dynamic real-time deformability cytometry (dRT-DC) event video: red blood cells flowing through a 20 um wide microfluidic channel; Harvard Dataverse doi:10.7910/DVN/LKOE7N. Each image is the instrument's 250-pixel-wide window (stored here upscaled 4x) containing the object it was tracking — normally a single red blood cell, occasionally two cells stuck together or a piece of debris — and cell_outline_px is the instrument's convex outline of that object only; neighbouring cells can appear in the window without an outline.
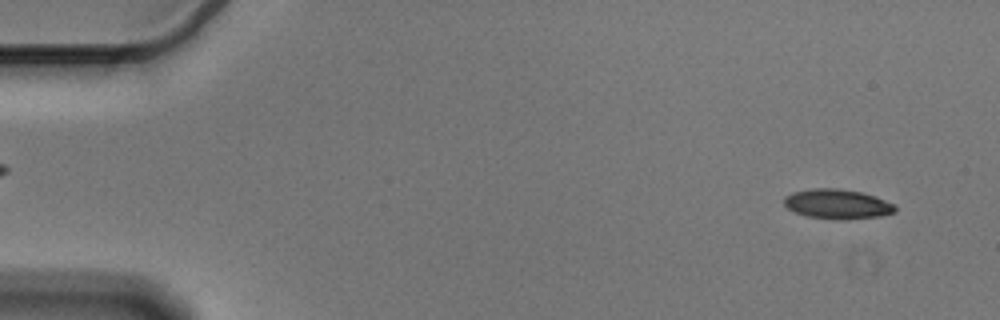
{"species": "Egyptian fruit bat (a non-hibernating species)", "species_latin": "Rousettus aegyptiacus", "temperature_condition": "cold", "stored_images_in_passage": 55, "camera_frame_rate_fps": 3000, "um_per_image_px": 0.085, "animal": {"sex": "male"}, "frame": {"image": 1, "passage_image": 3, "time_ms": 0.667, "image_size_px": [1000, 320], "cell_outline_px": [[896, 212], [880, 216], [844, 220], [836, 220], [808, 216], [796, 212], [788, 208], [784, 204], [784, 196], [792, 192], [812, 188], [836, 188], [860, 192], [876, 196], [896, 204]], "centroid_in_image_um": [71.2, 17.34], "position_along_channel_um": 13.8, "area_um2": 19.36}}
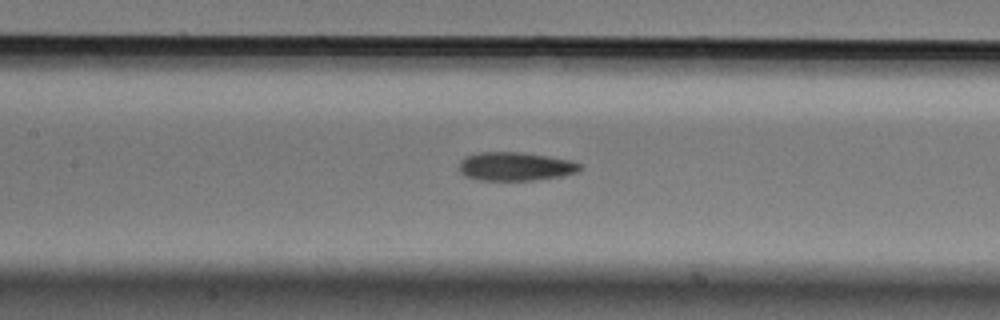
{"frame": {"image": 2, "passage_image": 25, "time_ms": 8.0, "image_size_px": [1000, 320], "cell_outline_px": [[580, 168], [576, 172], [560, 176], [532, 180], [480, 180], [464, 176], [460, 172], [460, 160], [464, 156], [476, 152], [524, 152], [572, 160], [580, 164]], "centroid_in_image_um": [43.76, 14.13], "position_along_channel_um": 163.6, "area_um2": 20.17}}
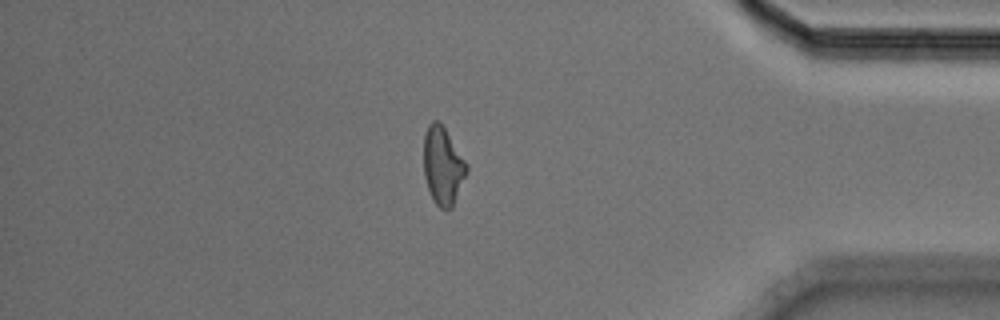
{"frame": {"image": 3, "passage_image": 47, "time_ms": 15.333, "image_size_px": [1000, 320], "cell_outline_px": [[468, 172], [452, 208], [440, 208], [436, 204], [428, 188], [424, 176], [424, 136], [428, 124], [432, 120], [440, 120], [468, 164]], "centroid_in_image_um": [37.66, 14.05], "position_along_channel_um": 397.5, "area_um2": 19.59}, "authors_computed_cell_mechanics": {"area_um2": 19.652, "velocity_mm_per_s": 3.5971, "shape_relaxation_time_tau1_ms": 4.6943, "shape_relaxation_time_tau2_ms": 2.6804, "deformation_change_tau1": 0.1507, "deformation_change_tau2": 0.105}}